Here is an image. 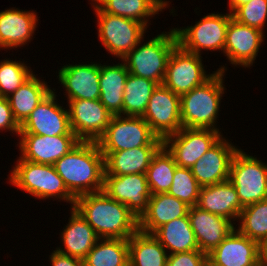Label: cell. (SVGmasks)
Here are the masks:
<instances>
[{
  "instance_id": "6da1fadb",
  "label": "cell",
  "mask_w": 267,
  "mask_h": 266,
  "mask_svg": "<svg viewBox=\"0 0 267 266\" xmlns=\"http://www.w3.org/2000/svg\"><path fill=\"white\" fill-rule=\"evenodd\" d=\"M54 167L75 198L103 189L104 156L97 142L79 141Z\"/></svg>"
},
{
  "instance_id": "7a4b0ae2",
  "label": "cell",
  "mask_w": 267,
  "mask_h": 266,
  "mask_svg": "<svg viewBox=\"0 0 267 266\" xmlns=\"http://www.w3.org/2000/svg\"><path fill=\"white\" fill-rule=\"evenodd\" d=\"M74 207L99 238L129 239L139 230V219L129 208L103 191L77 197Z\"/></svg>"
},
{
  "instance_id": "3957f363",
  "label": "cell",
  "mask_w": 267,
  "mask_h": 266,
  "mask_svg": "<svg viewBox=\"0 0 267 266\" xmlns=\"http://www.w3.org/2000/svg\"><path fill=\"white\" fill-rule=\"evenodd\" d=\"M226 71V66L221 65L202 85L180 96L182 127L221 131L217 120L221 111V99L226 90Z\"/></svg>"
},
{
  "instance_id": "277c9868",
  "label": "cell",
  "mask_w": 267,
  "mask_h": 266,
  "mask_svg": "<svg viewBox=\"0 0 267 266\" xmlns=\"http://www.w3.org/2000/svg\"><path fill=\"white\" fill-rule=\"evenodd\" d=\"M8 174V183L27 192L35 199L43 201L50 198L64 201L74 207L76 198L69 192L54 165L39 164L18 159Z\"/></svg>"
},
{
  "instance_id": "5b68a950",
  "label": "cell",
  "mask_w": 267,
  "mask_h": 266,
  "mask_svg": "<svg viewBox=\"0 0 267 266\" xmlns=\"http://www.w3.org/2000/svg\"><path fill=\"white\" fill-rule=\"evenodd\" d=\"M145 37L122 60L130 74L163 84L171 52L178 45L174 27L146 43Z\"/></svg>"
},
{
  "instance_id": "8992f818",
  "label": "cell",
  "mask_w": 267,
  "mask_h": 266,
  "mask_svg": "<svg viewBox=\"0 0 267 266\" xmlns=\"http://www.w3.org/2000/svg\"><path fill=\"white\" fill-rule=\"evenodd\" d=\"M90 4L97 16L98 40L110 55L123 59L145 37L147 27L136 20L108 14L92 0Z\"/></svg>"
},
{
  "instance_id": "52a82bcc",
  "label": "cell",
  "mask_w": 267,
  "mask_h": 266,
  "mask_svg": "<svg viewBox=\"0 0 267 266\" xmlns=\"http://www.w3.org/2000/svg\"><path fill=\"white\" fill-rule=\"evenodd\" d=\"M97 144L101 152H114L141 146H162L163 140L142 117L113 115Z\"/></svg>"
},
{
  "instance_id": "ba28073f",
  "label": "cell",
  "mask_w": 267,
  "mask_h": 266,
  "mask_svg": "<svg viewBox=\"0 0 267 266\" xmlns=\"http://www.w3.org/2000/svg\"><path fill=\"white\" fill-rule=\"evenodd\" d=\"M231 13H208L194 25L175 27L178 45L190 53L201 55L202 51H221L224 55L226 30Z\"/></svg>"
},
{
  "instance_id": "9c48e42d",
  "label": "cell",
  "mask_w": 267,
  "mask_h": 266,
  "mask_svg": "<svg viewBox=\"0 0 267 266\" xmlns=\"http://www.w3.org/2000/svg\"><path fill=\"white\" fill-rule=\"evenodd\" d=\"M242 149L234 154L229 181L243 207L267 199V164Z\"/></svg>"
},
{
  "instance_id": "30bf717a",
  "label": "cell",
  "mask_w": 267,
  "mask_h": 266,
  "mask_svg": "<svg viewBox=\"0 0 267 266\" xmlns=\"http://www.w3.org/2000/svg\"><path fill=\"white\" fill-rule=\"evenodd\" d=\"M202 58L177 45L169 57L163 85L178 96L202 85L213 75L207 74Z\"/></svg>"
},
{
  "instance_id": "8fae6325",
  "label": "cell",
  "mask_w": 267,
  "mask_h": 266,
  "mask_svg": "<svg viewBox=\"0 0 267 266\" xmlns=\"http://www.w3.org/2000/svg\"><path fill=\"white\" fill-rule=\"evenodd\" d=\"M213 129L182 127L167 136L163 145L173 155L179 167L189 168L196 163L223 135Z\"/></svg>"
},
{
  "instance_id": "7c38bea8",
  "label": "cell",
  "mask_w": 267,
  "mask_h": 266,
  "mask_svg": "<svg viewBox=\"0 0 267 266\" xmlns=\"http://www.w3.org/2000/svg\"><path fill=\"white\" fill-rule=\"evenodd\" d=\"M37 105L20 125L19 134L42 136L75 135L70 126L69 111L58 103L55 88Z\"/></svg>"
},
{
  "instance_id": "4fadbf2b",
  "label": "cell",
  "mask_w": 267,
  "mask_h": 266,
  "mask_svg": "<svg viewBox=\"0 0 267 266\" xmlns=\"http://www.w3.org/2000/svg\"><path fill=\"white\" fill-rule=\"evenodd\" d=\"M142 118L162 140L182 128L180 96L163 84L153 91Z\"/></svg>"
},
{
  "instance_id": "5bb4252c",
  "label": "cell",
  "mask_w": 267,
  "mask_h": 266,
  "mask_svg": "<svg viewBox=\"0 0 267 266\" xmlns=\"http://www.w3.org/2000/svg\"><path fill=\"white\" fill-rule=\"evenodd\" d=\"M70 126L80 141H94L105 133L112 114L99 99L68 100Z\"/></svg>"
},
{
  "instance_id": "9a60e30c",
  "label": "cell",
  "mask_w": 267,
  "mask_h": 266,
  "mask_svg": "<svg viewBox=\"0 0 267 266\" xmlns=\"http://www.w3.org/2000/svg\"><path fill=\"white\" fill-rule=\"evenodd\" d=\"M265 33L251 26L243 25L231 18L226 30L224 56L234 67L253 66Z\"/></svg>"
},
{
  "instance_id": "2e32d148",
  "label": "cell",
  "mask_w": 267,
  "mask_h": 266,
  "mask_svg": "<svg viewBox=\"0 0 267 266\" xmlns=\"http://www.w3.org/2000/svg\"><path fill=\"white\" fill-rule=\"evenodd\" d=\"M102 191L126 205L138 219L146 212L151 196L146 174L143 173L104 176Z\"/></svg>"
},
{
  "instance_id": "e0dca14e",
  "label": "cell",
  "mask_w": 267,
  "mask_h": 266,
  "mask_svg": "<svg viewBox=\"0 0 267 266\" xmlns=\"http://www.w3.org/2000/svg\"><path fill=\"white\" fill-rule=\"evenodd\" d=\"M19 138V142L16 144L21 153L19 159L47 165H54L80 141L76 135L49 137L36 134H19Z\"/></svg>"
},
{
  "instance_id": "ac0fdd59",
  "label": "cell",
  "mask_w": 267,
  "mask_h": 266,
  "mask_svg": "<svg viewBox=\"0 0 267 266\" xmlns=\"http://www.w3.org/2000/svg\"><path fill=\"white\" fill-rule=\"evenodd\" d=\"M221 137L196 163L191 172L201 187L229 180L230 165L238 151L230 140Z\"/></svg>"
},
{
  "instance_id": "d6986e66",
  "label": "cell",
  "mask_w": 267,
  "mask_h": 266,
  "mask_svg": "<svg viewBox=\"0 0 267 266\" xmlns=\"http://www.w3.org/2000/svg\"><path fill=\"white\" fill-rule=\"evenodd\" d=\"M58 70V83L67 100H95L100 97V64L98 62L66 64Z\"/></svg>"
},
{
  "instance_id": "ffe728a7",
  "label": "cell",
  "mask_w": 267,
  "mask_h": 266,
  "mask_svg": "<svg viewBox=\"0 0 267 266\" xmlns=\"http://www.w3.org/2000/svg\"><path fill=\"white\" fill-rule=\"evenodd\" d=\"M38 18L34 10L12 7L0 11V49L14 50L30 43L39 23Z\"/></svg>"
},
{
  "instance_id": "44dd1931",
  "label": "cell",
  "mask_w": 267,
  "mask_h": 266,
  "mask_svg": "<svg viewBox=\"0 0 267 266\" xmlns=\"http://www.w3.org/2000/svg\"><path fill=\"white\" fill-rule=\"evenodd\" d=\"M188 218L198 248L206 255L212 252L236 228L231 220L207 212L196 205L189 207Z\"/></svg>"
},
{
  "instance_id": "7402d4cb",
  "label": "cell",
  "mask_w": 267,
  "mask_h": 266,
  "mask_svg": "<svg viewBox=\"0 0 267 266\" xmlns=\"http://www.w3.org/2000/svg\"><path fill=\"white\" fill-rule=\"evenodd\" d=\"M260 244L236 228L207 256L220 266H259Z\"/></svg>"
},
{
  "instance_id": "603a6c76",
  "label": "cell",
  "mask_w": 267,
  "mask_h": 266,
  "mask_svg": "<svg viewBox=\"0 0 267 266\" xmlns=\"http://www.w3.org/2000/svg\"><path fill=\"white\" fill-rule=\"evenodd\" d=\"M69 211L71 212L69 222L59 234L63 245L62 247L61 245L56 247V250L62 254L83 260L92 250L99 237L75 207H70Z\"/></svg>"
},
{
  "instance_id": "cb8c5ba5",
  "label": "cell",
  "mask_w": 267,
  "mask_h": 266,
  "mask_svg": "<svg viewBox=\"0 0 267 266\" xmlns=\"http://www.w3.org/2000/svg\"><path fill=\"white\" fill-rule=\"evenodd\" d=\"M196 206L225 217L234 224L244 208L239 201L236 188L229 180L201 187Z\"/></svg>"
},
{
  "instance_id": "d4e9b609",
  "label": "cell",
  "mask_w": 267,
  "mask_h": 266,
  "mask_svg": "<svg viewBox=\"0 0 267 266\" xmlns=\"http://www.w3.org/2000/svg\"><path fill=\"white\" fill-rule=\"evenodd\" d=\"M189 206L168 193L152 194L146 212L139 219V231L153 234L164 224L188 215Z\"/></svg>"
},
{
  "instance_id": "484cf974",
  "label": "cell",
  "mask_w": 267,
  "mask_h": 266,
  "mask_svg": "<svg viewBox=\"0 0 267 266\" xmlns=\"http://www.w3.org/2000/svg\"><path fill=\"white\" fill-rule=\"evenodd\" d=\"M161 146H141L114 152H102L104 176H121L143 173L150 165L153 155Z\"/></svg>"
},
{
  "instance_id": "4316f807",
  "label": "cell",
  "mask_w": 267,
  "mask_h": 266,
  "mask_svg": "<svg viewBox=\"0 0 267 266\" xmlns=\"http://www.w3.org/2000/svg\"><path fill=\"white\" fill-rule=\"evenodd\" d=\"M106 65L100 63V102L112 115H123V95L129 75L125 62Z\"/></svg>"
},
{
  "instance_id": "83f0119b",
  "label": "cell",
  "mask_w": 267,
  "mask_h": 266,
  "mask_svg": "<svg viewBox=\"0 0 267 266\" xmlns=\"http://www.w3.org/2000/svg\"><path fill=\"white\" fill-rule=\"evenodd\" d=\"M33 74L9 97L10 108L14 119L21 125L30 113L41 103L52 91V87L44 79Z\"/></svg>"
},
{
  "instance_id": "f1b7e54d",
  "label": "cell",
  "mask_w": 267,
  "mask_h": 266,
  "mask_svg": "<svg viewBox=\"0 0 267 266\" xmlns=\"http://www.w3.org/2000/svg\"><path fill=\"white\" fill-rule=\"evenodd\" d=\"M152 235L161 243L168 254L199 250L188 215L164 224Z\"/></svg>"
},
{
  "instance_id": "f546056e",
  "label": "cell",
  "mask_w": 267,
  "mask_h": 266,
  "mask_svg": "<svg viewBox=\"0 0 267 266\" xmlns=\"http://www.w3.org/2000/svg\"><path fill=\"white\" fill-rule=\"evenodd\" d=\"M129 266H167L168 253L152 235L137 231L128 239Z\"/></svg>"
},
{
  "instance_id": "4dcf8cb0",
  "label": "cell",
  "mask_w": 267,
  "mask_h": 266,
  "mask_svg": "<svg viewBox=\"0 0 267 266\" xmlns=\"http://www.w3.org/2000/svg\"><path fill=\"white\" fill-rule=\"evenodd\" d=\"M102 11L136 20L147 28L150 19L164 10L155 0H92Z\"/></svg>"
},
{
  "instance_id": "1f68e13d",
  "label": "cell",
  "mask_w": 267,
  "mask_h": 266,
  "mask_svg": "<svg viewBox=\"0 0 267 266\" xmlns=\"http://www.w3.org/2000/svg\"><path fill=\"white\" fill-rule=\"evenodd\" d=\"M84 266H129L128 239L99 238L83 259Z\"/></svg>"
},
{
  "instance_id": "d6a6232c",
  "label": "cell",
  "mask_w": 267,
  "mask_h": 266,
  "mask_svg": "<svg viewBox=\"0 0 267 266\" xmlns=\"http://www.w3.org/2000/svg\"><path fill=\"white\" fill-rule=\"evenodd\" d=\"M177 166L173 155L162 145L153 155L146 171V179L151 195L168 193Z\"/></svg>"
},
{
  "instance_id": "836d02e7",
  "label": "cell",
  "mask_w": 267,
  "mask_h": 266,
  "mask_svg": "<svg viewBox=\"0 0 267 266\" xmlns=\"http://www.w3.org/2000/svg\"><path fill=\"white\" fill-rule=\"evenodd\" d=\"M158 85L153 80L129 73L124 88L123 115L142 117L149 99Z\"/></svg>"
},
{
  "instance_id": "e575fe53",
  "label": "cell",
  "mask_w": 267,
  "mask_h": 266,
  "mask_svg": "<svg viewBox=\"0 0 267 266\" xmlns=\"http://www.w3.org/2000/svg\"><path fill=\"white\" fill-rule=\"evenodd\" d=\"M236 229L261 244L267 240V199L245 206L240 212ZM238 225V226H237Z\"/></svg>"
},
{
  "instance_id": "d590c367",
  "label": "cell",
  "mask_w": 267,
  "mask_h": 266,
  "mask_svg": "<svg viewBox=\"0 0 267 266\" xmlns=\"http://www.w3.org/2000/svg\"><path fill=\"white\" fill-rule=\"evenodd\" d=\"M24 62L10 58L0 60V97L8 98L34 74Z\"/></svg>"
},
{
  "instance_id": "8d00e7d4",
  "label": "cell",
  "mask_w": 267,
  "mask_h": 266,
  "mask_svg": "<svg viewBox=\"0 0 267 266\" xmlns=\"http://www.w3.org/2000/svg\"><path fill=\"white\" fill-rule=\"evenodd\" d=\"M201 186L193 176L191 169L177 166L168 194L181 200L189 207L197 204Z\"/></svg>"
},
{
  "instance_id": "74e56055",
  "label": "cell",
  "mask_w": 267,
  "mask_h": 266,
  "mask_svg": "<svg viewBox=\"0 0 267 266\" xmlns=\"http://www.w3.org/2000/svg\"><path fill=\"white\" fill-rule=\"evenodd\" d=\"M232 18L243 25L251 26L265 33L267 0H251L239 6L232 13Z\"/></svg>"
},
{
  "instance_id": "f35d334b",
  "label": "cell",
  "mask_w": 267,
  "mask_h": 266,
  "mask_svg": "<svg viewBox=\"0 0 267 266\" xmlns=\"http://www.w3.org/2000/svg\"><path fill=\"white\" fill-rule=\"evenodd\" d=\"M207 255L200 250L169 254L167 266H202Z\"/></svg>"
},
{
  "instance_id": "ab89813d",
  "label": "cell",
  "mask_w": 267,
  "mask_h": 266,
  "mask_svg": "<svg viewBox=\"0 0 267 266\" xmlns=\"http://www.w3.org/2000/svg\"><path fill=\"white\" fill-rule=\"evenodd\" d=\"M5 131L19 136L20 125L14 119L8 98L0 97V132Z\"/></svg>"
},
{
  "instance_id": "60d3db41",
  "label": "cell",
  "mask_w": 267,
  "mask_h": 266,
  "mask_svg": "<svg viewBox=\"0 0 267 266\" xmlns=\"http://www.w3.org/2000/svg\"><path fill=\"white\" fill-rule=\"evenodd\" d=\"M49 261L52 266H84L82 259L62 254L56 249L49 255Z\"/></svg>"
},
{
  "instance_id": "b9f144b4",
  "label": "cell",
  "mask_w": 267,
  "mask_h": 266,
  "mask_svg": "<svg viewBox=\"0 0 267 266\" xmlns=\"http://www.w3.org/2000/svg\"><path fill=\"white\" fill-rule=\"evenodd\" d=\"M259 266H267V240L260 244Z\"/></svg>"
},
{
  "instance_id": "7bdbcfd3",
  "label": "cell",
  "mask_w": 267,
  "mask_h": 266,
  "mask_svg": "<svg viewBox=\"0 0 267 266\" xmlns=\"http://www.w3.org/2000/svg\"><path fill=\"white\" fill-rule=\"evenodd\" d=\"M251 0H228L229 12L232 14L239 6L248 3Z\"/></svg>"
},
{
  "instance_id": "ee69618b",
  "label": "cell",
  "mask_w": 267,
  "mask_h": 266,
  "mask_svg": "<svg viewBox=\"0 0 267 266\" xmlns=\"http://www.w3.org/2000/svg\"><path fill=\"white\" fill-rule=\"evenodd\" d=\"M164 10L167 9V7H170L169 2L167 0H155Z\"/></svg>"
},
{
  "instance_id": "f6af8a7d",
  "label": "cell",
  "mask_w": 267,
  "mask_h": 266,
  "mask_svg": "<svg viewBox=\"0 0 267 266\" xmlns=\"http://www.w3.org/2000/svg\"><path fill=\"white\" fill-rule=\"evenodd\" d=\"M202 266H220L218 264H215L208 256L205 259V261L203 262Z\"/></svg>"
}]
</instances>
